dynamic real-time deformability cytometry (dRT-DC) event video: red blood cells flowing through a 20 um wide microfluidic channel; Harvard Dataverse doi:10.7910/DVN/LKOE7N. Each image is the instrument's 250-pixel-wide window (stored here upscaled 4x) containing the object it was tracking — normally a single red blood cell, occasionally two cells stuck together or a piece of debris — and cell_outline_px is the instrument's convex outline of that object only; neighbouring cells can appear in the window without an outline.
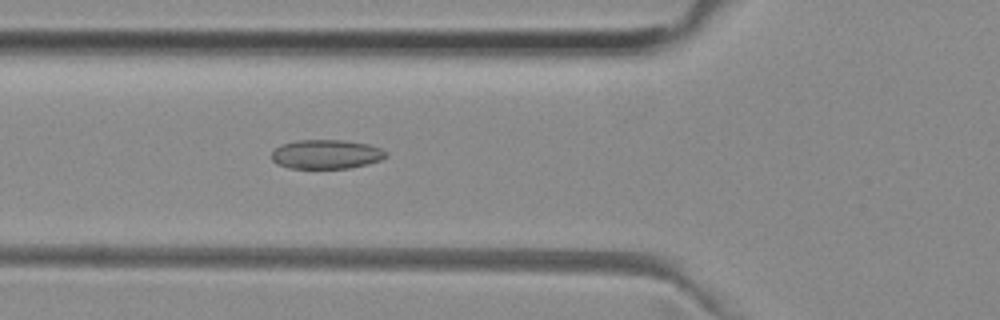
{"species": "common noctule bat (a hibernating species)", "species_latin": "Nyctalus noctula", "temperature_condition": "room temperature", "stored_images_in_passage": 52, "camera_frame_rate_fps": 3000, "um_per_image_px": 0.085, "animal": {"sex": "female", "body_mass_g": 29.2, "forearm_length_mm": 56.3}, "frame": {"image": 1, "passage_image": 19, "time_ms": 6.0, "image_size_px": [1000, 320], "cell_outline_px": [[388, 156], [380, 160], [368, 164], [348, 168], [288, 168], [276, 164], [272, 160], [272, 152], [280, 144], [300, 140], [340, 140], [368, 144], [380, 148], [388, 152]], "centroid_in_image_um": [27.73, 13.11], "position_along_channel_um": 98.1, "area_um2": 19.48}}
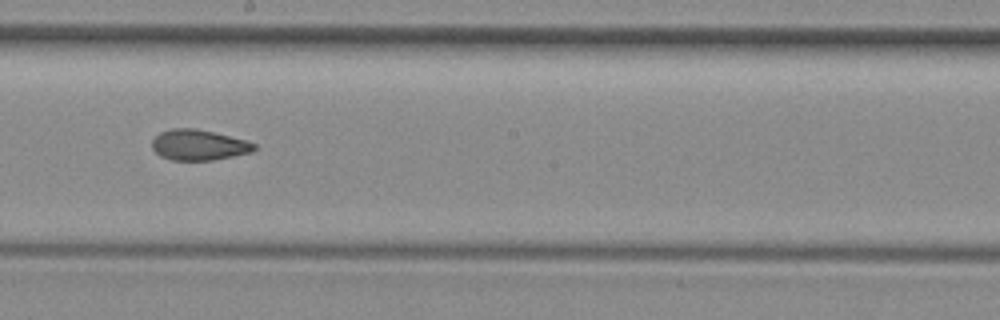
{"frame": {"image": 2, "passage_image": 29, "time_ms": 9.333, "image_size_px": [1000, 320], "cell_outline_px": [[256, 148], [252, 152], [212, 160], [168, 160], [160, 156], [152, 148], [152, 140], [160, 132], [172, 128], [192, 128], [212, 132], [244, 140], [256, 144]], "centroid_in_image_um": [16.85, 12.33], "position_along_channel_um": 231.3, "area_um2": 18.03}}
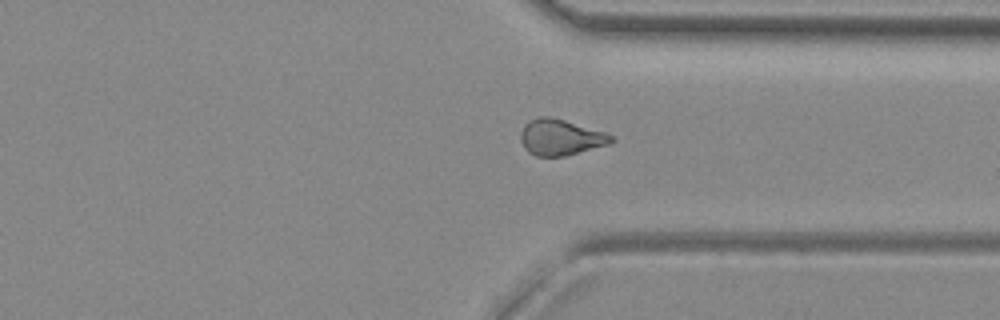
{"frame": {"image": 3, "passage_image": 39, "time_ms": 12.667, "image_size_px": [1000, 320], "cell_outline_px": [[616, 140], [608, 144], [564, 156], [536, 156], [528, 152], [524, 148], [520, 140], [520, 132], [524, 124], [540, 116], [548, 116], [564, 120], [604, 132], [612, 136]], "centroid_in_image_um": [47.6, 11.67], "position_along_channel_um": 363.8, "area_um2": 18.79}, "authors_computed_cell_mechanics": {"area_um2": 19.363, "velocity_mm_per_s": 3.9828, "shape_relaxation_time_tau1_ms": null, "shape_relaxation_time_tau2_ms": 2.0976, "deformation_change_tau1": null, "deformation_change_tau2": 0.0896}}